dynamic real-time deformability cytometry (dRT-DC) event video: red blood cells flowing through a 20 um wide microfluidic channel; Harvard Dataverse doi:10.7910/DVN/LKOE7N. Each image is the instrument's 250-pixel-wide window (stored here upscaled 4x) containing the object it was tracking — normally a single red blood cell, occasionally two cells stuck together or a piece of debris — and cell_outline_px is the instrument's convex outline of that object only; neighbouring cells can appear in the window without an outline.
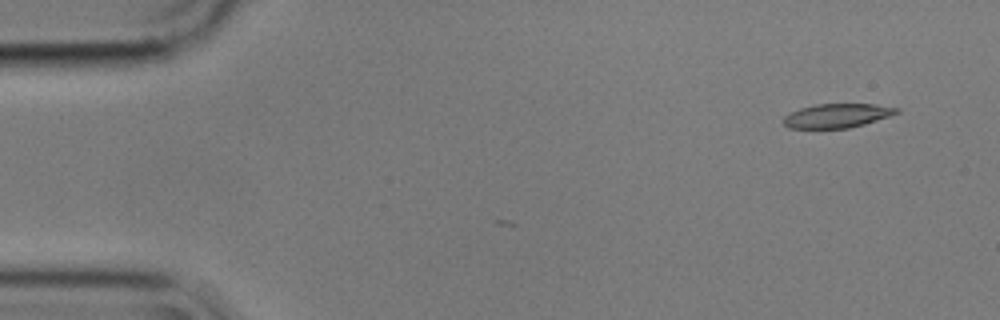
{"species": "common noctule bat (a hibernating species)", "species_latin": "Nyctalus noctula", "temperature_condition": "cold", "stored_images_in_passage": 3, "camera_frame_rate_fps": 3000, "um_per_image_px": 0.085, "animal": {"sex": "male", "body_mass_g": 17.9}, "frame": {"image": 1, "passage_image": 1, "time_ms": 0.0, "image_size_px": [1000, 320], "cell_outline_px": [[900, 112], [864, 124], [848, 128], [788, 128], [784, 124], [784, 116], [800, 108], [816, 104], [872, 104], [900, 108]], "centroid_in_image_um": [71.15, 9.83], "position_along_channel_um": 13.9, "area_um2": 15.66}}